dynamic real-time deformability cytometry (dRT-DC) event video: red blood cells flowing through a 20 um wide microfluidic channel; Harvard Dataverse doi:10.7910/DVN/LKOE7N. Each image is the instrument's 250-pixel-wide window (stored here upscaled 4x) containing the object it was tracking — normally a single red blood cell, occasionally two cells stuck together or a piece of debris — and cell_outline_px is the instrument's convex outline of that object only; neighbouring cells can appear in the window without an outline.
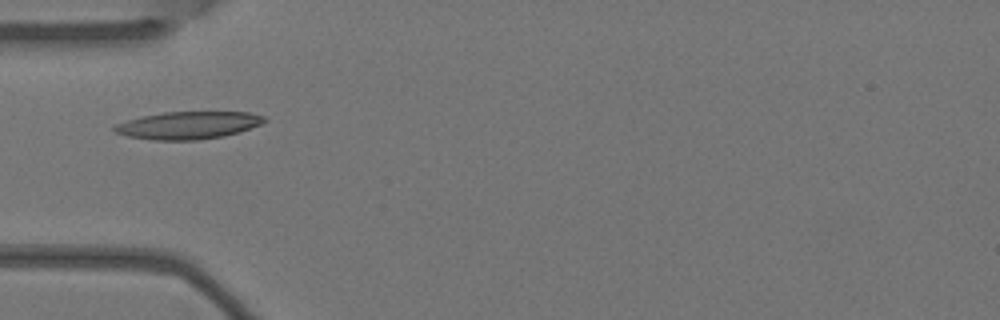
{"species": "Egyptian fruit bat (a non-hibernating species)", "species_latin": "Rousettus aegyptiacus", "temperature_condition": "warm", "stored_images_in_passage": 2, "camera_frame_rate_fps": 3000, "um_per_image_px": 0.085, "animal": {"sex": "female"}, "frame": {"image": 1, "passage_image": 1, "time_ms": 0.0, "image_size_px": [1000, 320], "cell_outline_px": [[268, 120], [260, 124], [240, 132], [224, 136], [200, 140], [152, 140], [128, 136], [116, 132], [112, 128], [116, 124], [140, 116], [164, 112], [252, 112], [264, 116]], "centroid_in_image_um": [16.02, 10.64], "position_along_channel_um": 69.0, "area_um2": 24.1}}
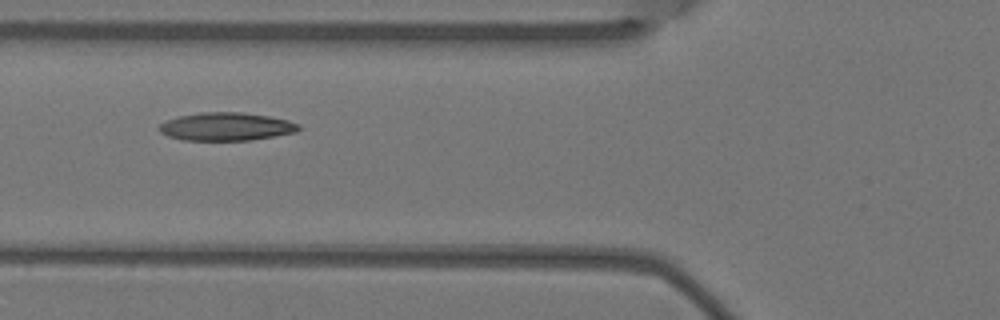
{"frame": {"image": 2, "passage_image": 2, "time_ms": 0.333, "image_size_px": [1000, 320], "cell_outline_px": [[300, 128], [296, 132], [252, 140], [184, 140], [168, 136], [160, 132], [156, 128], [160, 124], [168, 120], [180, 116], [200, 112], [240, 112], [268, 116], [288, 120], [296, 124]], "centroid_in_image_um": [19.2, 10.76], "position_along_channel_um": 106.6, "area_um2": 22.66}}